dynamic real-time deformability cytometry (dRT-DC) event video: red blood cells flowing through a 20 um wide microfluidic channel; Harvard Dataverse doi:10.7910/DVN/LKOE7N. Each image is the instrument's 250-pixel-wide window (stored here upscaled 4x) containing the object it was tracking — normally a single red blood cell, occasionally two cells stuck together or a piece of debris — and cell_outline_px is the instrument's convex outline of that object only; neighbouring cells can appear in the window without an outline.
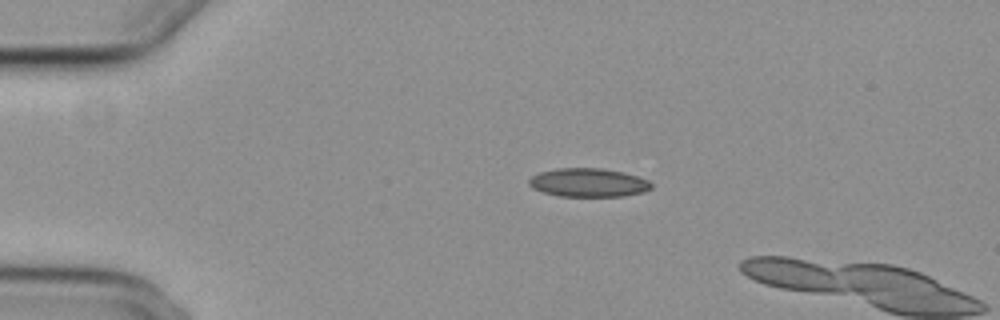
{"species": "common noctule bat (a hibernating species)", "species_latin": "Nyctalus noctula", "temperature_condition": "cold", "stored_images_in_passage": 8, "camera_frame_rate_fps": 3000, "um_per_image_px": 0.085, "animal": {"sex": "female", "body_mass_g": 29.2, "forearm_length_mm": 56.3}, "frame": {"image": 1, "passage_image": 5, "time_ms": 1.333, "image_size_px": [1000, 320], "cell_outline_px": [[652, 188], [644, 192], [624, 196], [560, 196], [544, 192], [532, 188], [528, 184], [528, 180], [532, 176], [540, 172], [560, 168], [600, 168], [624, 172], [648, 180], [652, 184]], "centroid_in_image_um": [50.02, 15.52], "position_along_channel_um": 35.0, "area_um2": 20.35}}